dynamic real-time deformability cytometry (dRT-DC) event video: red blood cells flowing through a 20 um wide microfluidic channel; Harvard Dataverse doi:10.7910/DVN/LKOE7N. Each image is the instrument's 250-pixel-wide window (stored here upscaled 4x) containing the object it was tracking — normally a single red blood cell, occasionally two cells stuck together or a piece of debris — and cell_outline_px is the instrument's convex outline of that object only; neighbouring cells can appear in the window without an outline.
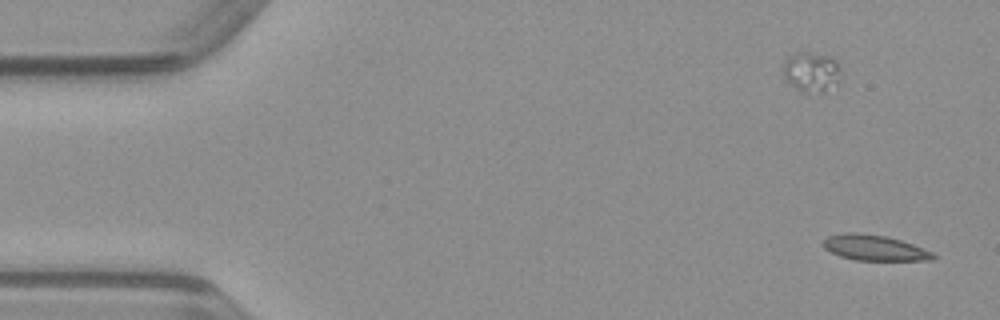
{"species": "common noctule bat (a hibernating species)", "species_latin": "Nyctalus noctula", "temperature_condition": "warm", "stored_images_in_passage": 48, "camera_frame_rate_fps": 3000, "um_per_image_px": 0.085, "animal": {"sex": "male", "body_mass_g": 23.1, "forearm_length_mm": 52.7}, "frame": {"image": 1, "passage_image": 1, "time_ms": 0.0, "image_size_px": [1000, 320], "cell_outline_px": [[936, 256], [932, 260], [852, 260], [840, 256], [824, 248], [820, 244], [828, 236], [844, 232], [852, 232], [884, 236], [900, 240], [912, 244], [932, 252]], "centroid_in_image_um": [74.28, 21.06], "position_along_channel_um": 10.7, "area_um2": 16.24}}
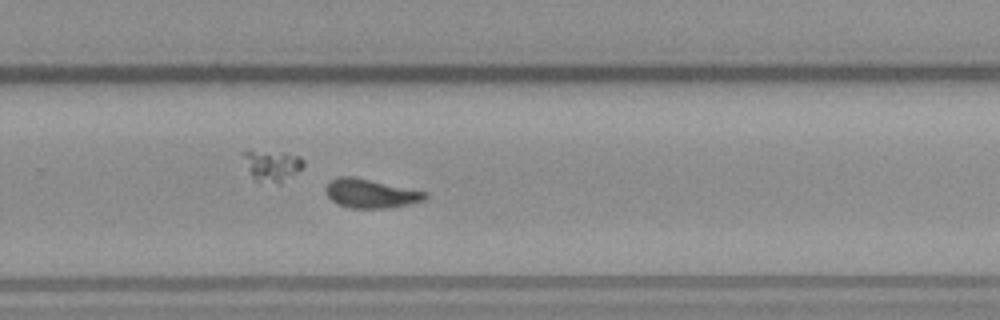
{"frame": {"image": 2, "passage_image": 31, "time_ms": 10.0, "image_size_px": [1000, 320], "cell_outline_px": [[428, 196], [424, 200], [408, 204], [388, 208], [348, 208], [336, 204], [328, 196], [324, 188], [332, 180], [340, 176], [352, 176], [428, 192]], "centroid_in_image_um": [31.5, 16.45], "position_along_channel_um": 298.3, "area_um2": 16.7}}
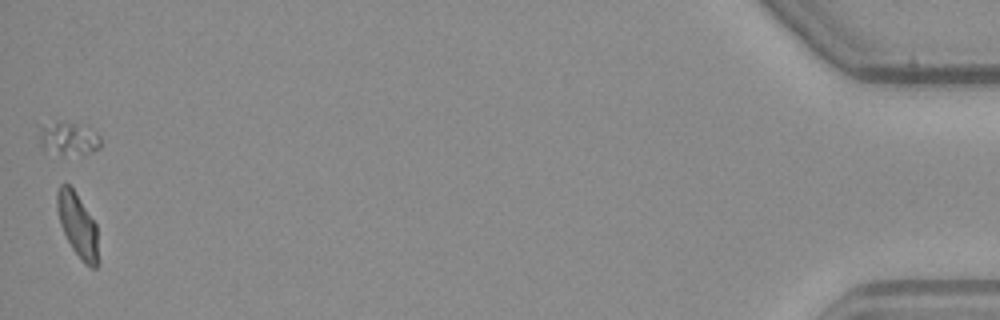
{"frame": {"image": 3, "passage_image": 48, "time_ms": 15.667, "image_size_px": [1000, 320], "cell_outline_px": [[96, 268], [92, 268], [84, 264], [72, 248], [60, 224], [56, 208], [56, 192], [60, 184], [68, 184], [72, 188], [96, 224]], "centroid_in_image_um": [6.54, 19.1], "position_along_channel_um": 428.7, "area_um2": 14.85}}